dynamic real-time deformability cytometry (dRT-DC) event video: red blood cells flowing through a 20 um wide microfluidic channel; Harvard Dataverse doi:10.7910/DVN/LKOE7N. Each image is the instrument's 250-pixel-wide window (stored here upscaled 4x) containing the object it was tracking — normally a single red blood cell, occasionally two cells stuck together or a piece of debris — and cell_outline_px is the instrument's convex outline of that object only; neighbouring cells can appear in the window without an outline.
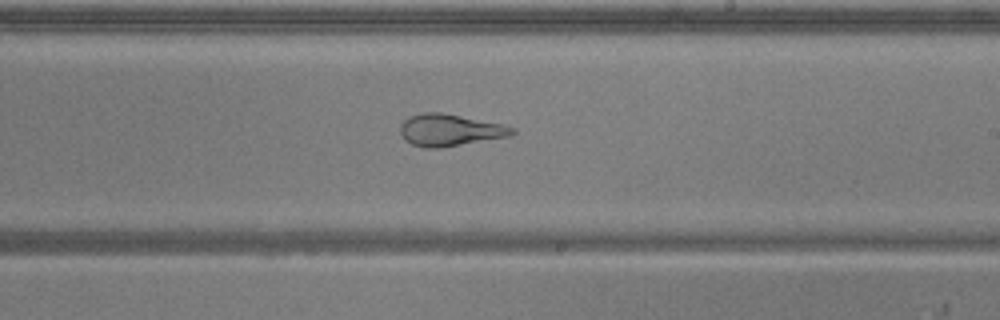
{"species": "common noctule bat (a hibernating species)", "species_latin": "Nyctalus noctula", "temperature_condition": "warm", "stored_images_in_passage": 52, "camera_frame_rate_fps": 3000, "um_per_image_px": 0.085, "animal": {"sex": "male", "body_mass_g": 20.5, "forearm_length_mm": 52.5}, "frame": {"image": 1, "passage_image": 30, "time_ms": 9.667, "image_size_px": [1000, 320], "cell_outline_px": [[516, 132], [508, 136], [440, 148], [424, 148], [412, 144], [404, 140], [400, 132], [400, 124], [408, 116], [424, 112], [440, 112], [504, 124], [516, 128]], "centroid_in_image_um": [38.21, 11.05], "position_along_channel_um": 250.8, "area_um2": 20.87}}
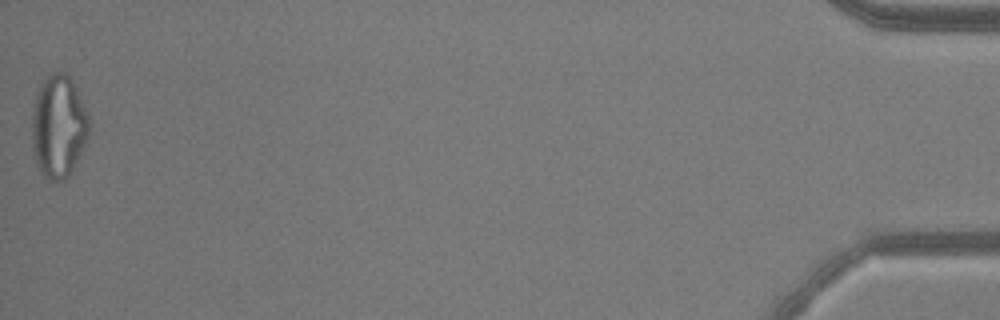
{"frame": {"image": 2, "passage_image": 52, "time_ms": 17.0, "image_size_px": [1000, 320], "cell_outline_px": [[92, 132], [68, 176], [64, 180], [48, 180], [40, 172], [36, 164], [32, 148], [32, 108], [36, 92], [44, 76], [48, 72], [64, 72], [72, 80], [88, 112], [92, 124]], "centroid_in_image_um": [4.98, 10.71], "position_along_channel_um": 430.2, "area_um2": 35.08}, "authors_computed_cell_mechanics": {"area_um2": 27.4261, "velocity_mm_per_s": 3.8574, "shape_relaxation_time_tau1_ms": null, "shape_relaxation_time_tau2_ms": 1.3099, "deformation_change_tau1": null, "deformation_change_tau2": 0.0953}}